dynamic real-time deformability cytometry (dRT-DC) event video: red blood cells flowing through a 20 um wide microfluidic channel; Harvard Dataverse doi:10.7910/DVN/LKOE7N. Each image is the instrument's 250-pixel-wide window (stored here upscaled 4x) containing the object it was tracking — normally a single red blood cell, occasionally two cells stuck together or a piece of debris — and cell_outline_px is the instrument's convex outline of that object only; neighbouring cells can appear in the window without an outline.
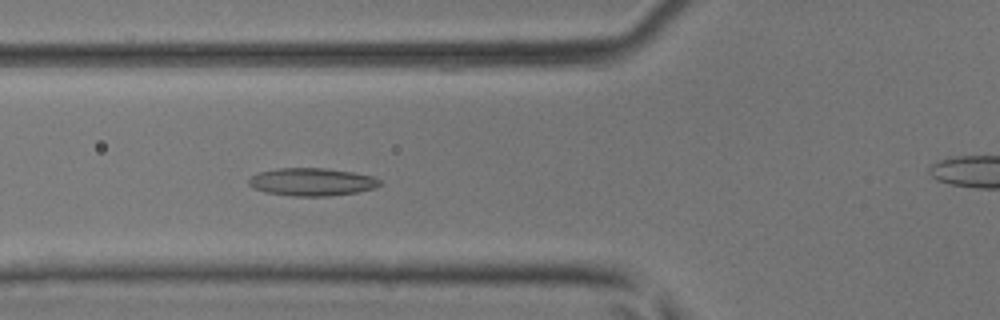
{"species": "common noctule bat (a hibernating species)", "species_latin": "Nyctalus noctula", "temperature_condition": "room temperature", "stored_images_in_passage": 7, "camera_frame_rate_fps": 3000, "um_per_image_px": 0.085, "animal": {"sex": "male", "body_mass_g": 17.9, "forearm_length_mm": 54.2}, "frame": {"image": 1, "passage_image": 6, "time_ms": 5.667, "image_size_px": [1000, 320], "cell_outline_px": [[380, 184], [376, 188], [356, 192], [328, 196], [292, 196], [264, 192], [248, 184], [248, 180], [256, 172], [276, 168], [324, 168], [352, 172], [372, 176], [380, 180]], "centroid_in_image_um": [26.48, 15.46], "position_along_channel_um": 99.3, "area_um2": 21.21}}